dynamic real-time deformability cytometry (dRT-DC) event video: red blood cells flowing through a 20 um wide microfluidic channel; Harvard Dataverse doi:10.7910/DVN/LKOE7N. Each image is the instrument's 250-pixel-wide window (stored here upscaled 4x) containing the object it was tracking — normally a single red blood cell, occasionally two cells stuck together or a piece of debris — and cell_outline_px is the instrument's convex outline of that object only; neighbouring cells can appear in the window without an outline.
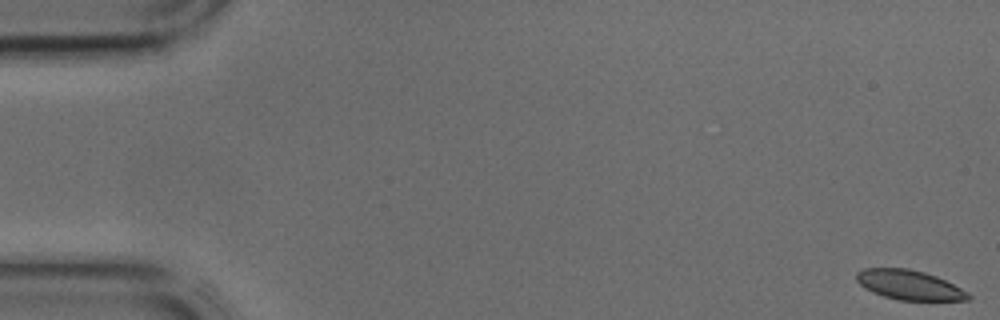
{"species": "common noctule bat (a hibernating species)", "species_latin": "Nyctalus noctula", "temperature_condition": "cold", "stored_images_in_passage": 16, "camera_frame_rate_fps": 3000, "um_per_image_px": 0.085, "animal": {"sex": "male", "body_mass_g": 17.9, "forearm_length_mm": 54.2}, "frame": {"image": 1, "passage_image": 1, "time_ms": 0.0, "image_size_px": [1000, 320], "cell_outline_px": [[972, 300], [900, 300], [884, 296], [872, 292], [864, 288], [856, 280], [856, 272], [864, 268], [908, 268], [924, 272], [936, 276], [968, 292], [972, 296]], "centroid_in_image_um": [77.27, 24.22], "position_along_channel_um": 7.7, "area_um2": 19.25}}
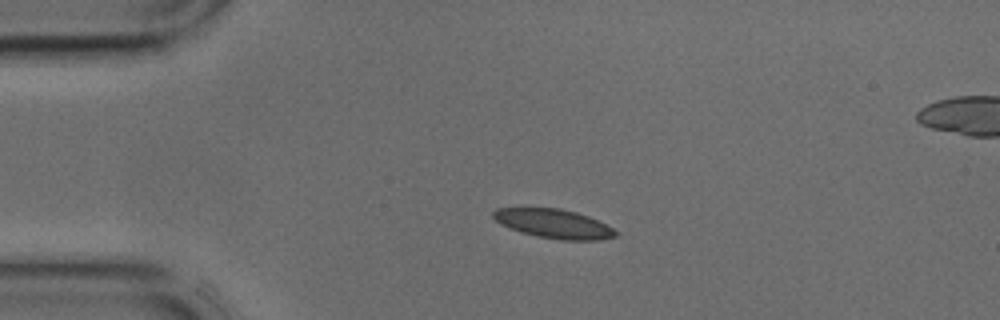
{"frame": {"image": 2, "passage_image": 10, "time_ms": 3.0, "image_size_px": [1000, 320], "cell_outline_px": [[616, 236], [600, 240], [560, 240], [536, 236], [520, 232], [496, 220], [492, 216], [492, 212], [496, 208], [560, 208], [576, 212], [588, 216], [612, 228], [616, 232]], "centroid_in_image_um": [47.06, 19.01], "position_along_channel_um": 37.9, "area_um2": 20.46}}